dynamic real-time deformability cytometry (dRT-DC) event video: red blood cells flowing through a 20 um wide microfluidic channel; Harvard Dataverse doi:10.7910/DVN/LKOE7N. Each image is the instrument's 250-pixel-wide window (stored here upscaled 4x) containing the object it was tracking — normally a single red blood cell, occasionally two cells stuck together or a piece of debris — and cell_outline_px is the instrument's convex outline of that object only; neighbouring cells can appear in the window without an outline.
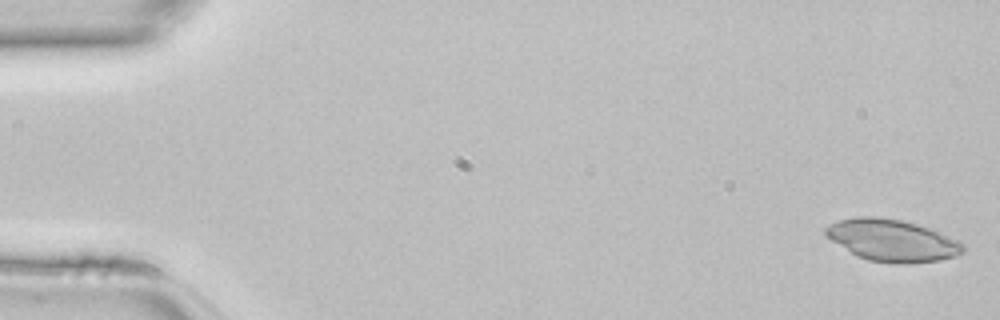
{"species": "common noctule bat (a hibernating species)", "species_latin": "Nyctalus noctula", "temperature_condition": "room temperature", "stored_images_in_passage": 8, "camera_frame_rate_fps": 3000, "um_per_image_px": 0.085, "animal": {"sex": "female", "body_mass_g": 22.7, "forearm_length_mm": 54.2}, "frame": {"image": 1, "passage_image": 1, "time_ms": 0.0, "image_size_px": [1000, 320], "cell_outline_px": [[964, 252], [956, 256], [940, 260], [904, 264], [892, 264], [868, 260], [856, 256], [824, 236], [824, 228], [836, 220], [860, 216], [880, 216], [904, 220], [940, 232], [960, 240], [964, 244]], "centroid_in_image_um": [75.82, 20.43], "position_along_channel_um": 9.2, "area_um2": 34.1}}